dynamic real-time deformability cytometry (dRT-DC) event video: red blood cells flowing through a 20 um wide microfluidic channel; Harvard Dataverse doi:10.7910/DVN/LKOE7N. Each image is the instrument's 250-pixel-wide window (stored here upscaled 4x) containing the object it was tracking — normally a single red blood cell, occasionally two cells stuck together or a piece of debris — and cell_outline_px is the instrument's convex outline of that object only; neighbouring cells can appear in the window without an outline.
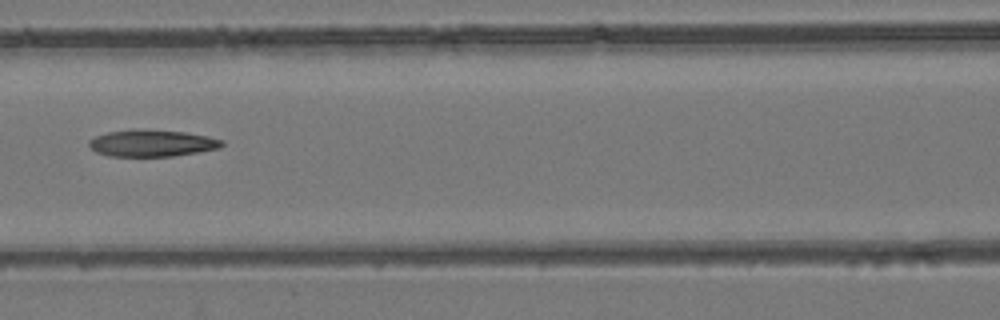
{"species": "common noctule bat (a hibernating species)", "species_latin": "Nyctalus noctula", "temperature_condition": "room temperature", "stored_images_in_passage": 7, "camera_frame_rate_fps": 3000, "um_per_image_px": 0.085, "animal": {"sex": "female", "body_mass_g": 24.6, "forearm_length_mm": 56.2}, "frame": {"image": 1, "passage_image": 7, "time_ms": 2.0, "image_size_px": [1000, 320], "cell_outline_px": [[224, 144], [220, 148], [172, 156], [108, 156], [96, 152], [88, 144], [88, 140], [96, 136], [108, 132], [184, 132], [208, 136], [224, 140]], "centroid_in_image_um": [12.95, 12.22], "position_along_channel_um": 153.6, "area_um2": 19.71}}